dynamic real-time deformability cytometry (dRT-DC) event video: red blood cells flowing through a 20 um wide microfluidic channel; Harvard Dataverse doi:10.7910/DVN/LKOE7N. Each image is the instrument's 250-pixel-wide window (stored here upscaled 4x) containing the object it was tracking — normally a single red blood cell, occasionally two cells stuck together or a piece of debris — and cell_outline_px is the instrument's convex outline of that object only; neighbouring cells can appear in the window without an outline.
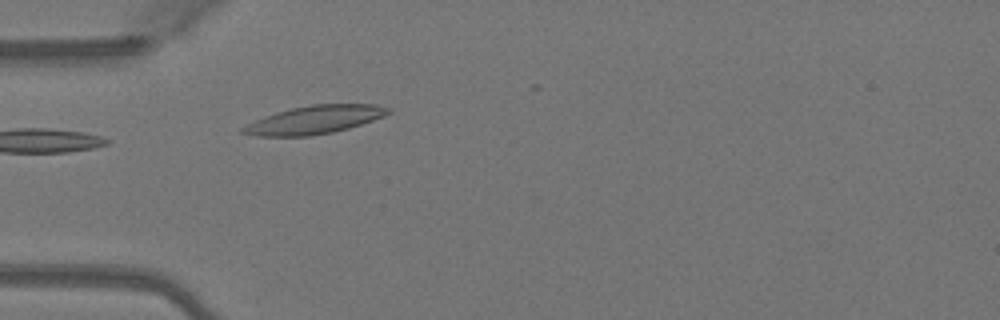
{"species": "Egyptian fruit bat (a non-hibernating species)", "species_latin": "Rousettus aegyptiacus", "temperature_condition": "warm", "stored_images_in_passage": 5, "camera_frame_rate_fps": 3000, "um_per_image_px": 0.085, "animal": {"sex": "female"}, "frame": {"image": 1, "passage_image": 1, "time_ms": 0.0, "image_size_px": [1000, 320], "cell_outline_px": [[392, 112], [384, 116], [348, 128], [332, 132], [308, 136], [256, 136], [240, 132], [240, 128], [264, 116], [276, 112], [292, 108], [312, 104], [376, 104], [392, 108]], "centroid_in_image_um": [26.75, 10.17], "position_along_channel_um": 58.3, "area_um2": 23.76}}
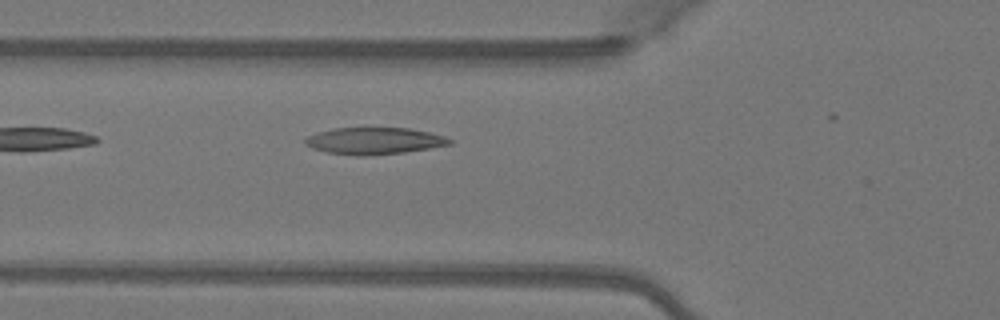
{"frame": {"image": 2, "passage_image": 4, "time_ms": 1.0, "image_size_px": [1000, 320], "cell_outline_px": [[452, 144], [404, 152], [364, 156], [356, 156], [328, 152], [312, 148], [304, 144], [304, 140], [308, 136], [332, 128], [408, 128], [428, 132], [444, 136], [452, 140]], "centroid_in_image_um": [31.79, 11.97], "position_along_channel_um": 94.0, "area_um2": 22.37}}